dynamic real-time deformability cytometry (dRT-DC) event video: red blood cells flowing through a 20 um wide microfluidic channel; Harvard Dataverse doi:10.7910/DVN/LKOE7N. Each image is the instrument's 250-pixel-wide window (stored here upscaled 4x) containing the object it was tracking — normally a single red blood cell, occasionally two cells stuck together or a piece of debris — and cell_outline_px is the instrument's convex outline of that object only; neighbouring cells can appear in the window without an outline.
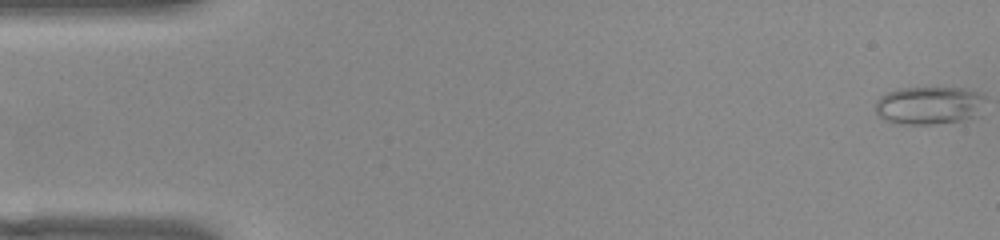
{"species": "common noctule bat (a hibernating species)", "species_latin": "Nyctalus noctula", "temperature_condition": "warm", "stored_images_in_passage": 51, "camera_frame_rate_fps": 3000, "um_per_image_px": 0.085, "animal": {"sex": "female", "body_mass_g": 22.0, "forearm_length_mm": 56.7}, "frame": {"image": 1, "passage_image": 1, "time_ms": 0.0, "image_size_px": [1000, 240], "cell_outline_px": [[984, 96], [968, 116], [956, 120], [932, 124], [892, 124], [884, 120], [876, 112], [876, 100], [880, 96], [888, 92], [900, 88], [964, 88], [976, 92]], "centroid_in_image_um": [78.76, 8.94], "position_along_channel_um": 6.2, "area_um2": 23.24}}
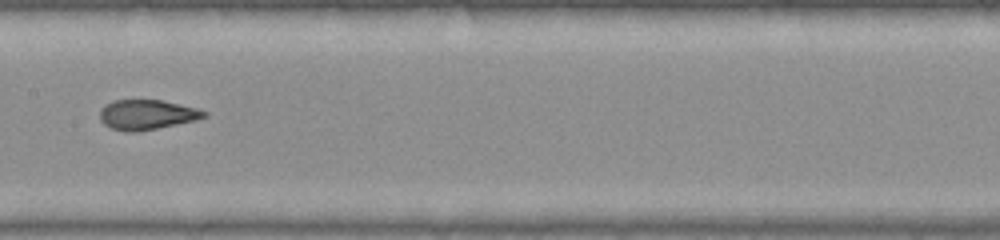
{"frame": {"image": 2, "passage_image": 26, "time_ms": 8.333, "image_size_px": [1000, 240], "cell_outline_px": [[208, 116], [196, 120], [156, 128], [132, 132], [112, 128], [104, 124], [100, 120], [100, 112], [104, 104], [112, 100], [160, 100], [196, 108], [208, 112]], "centroid_in_image_um": [12.48, 9.73], "position_along_channel_um": 194.9, "area_um2": 17.92}}
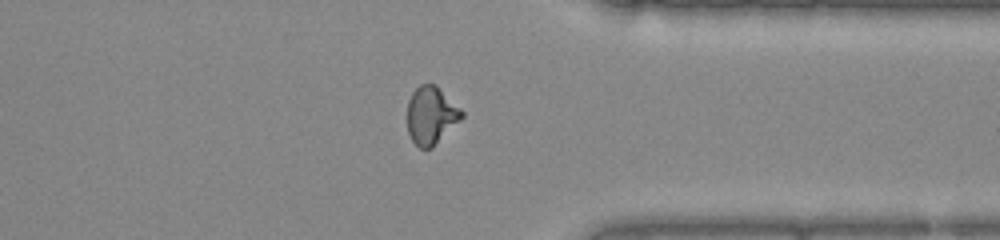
{"frame": {"image": 3, "passage_image": 40, "time_ms": 13.0, "image_size_px": [1000, 240], "cell_outline_px": [[464, 116], [432, 148], [420, 148], [412, 140], [408, 132], [408, 100], [412, 92], [420, 84], [436, 84], [464, 112]], "centroid_in_image_um": [36.64, 9.79], "position_along_channel_um": 374.8, "area_um2": 18.21}, "authors_computed_cell_mechanics": {"area_um2": 18.5538, "velocity_mm_per_s": 3.9814, "shape_relaxation_time_tau1_ms": null, "shape_relaxation_time_tau2_ms": 0.7779, "deformation_change_tau1": null, "deformation_change_tau2": 0.0504}}